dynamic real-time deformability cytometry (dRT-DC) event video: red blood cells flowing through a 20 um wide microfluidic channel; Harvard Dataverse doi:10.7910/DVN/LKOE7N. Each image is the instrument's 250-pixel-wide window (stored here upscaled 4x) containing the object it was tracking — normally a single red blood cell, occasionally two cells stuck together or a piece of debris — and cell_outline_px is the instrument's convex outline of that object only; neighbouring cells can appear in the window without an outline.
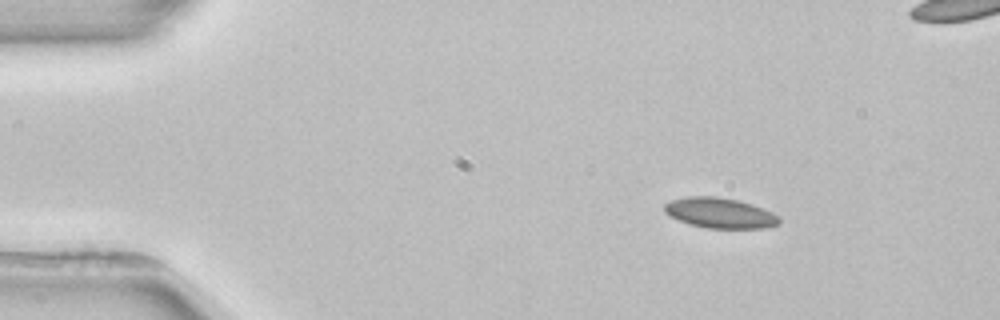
{"species": "common noctule bat (a hibernating species)", "species_latin": "Nyctalus noctula", "temperature_condition": "room temperature", "stored_images_in_passage": 4, "camera_frame_rate_fps": 3000, "um_per_image_px": 0.085, "animal": {"sex": "female", "body_mass_g": 22.7, "forearm_length_mm": 54.2}, "frame": {"image": 1, "passage_image": 1, "time_ms": 0.0, "image_size_px": [1000, 320], "cell_outline_px": [[780, 224], [764, 228], [708, 228], [688, 224], [664, 212], [664, 204], [672, 200], [688, 196], [716, 196], [740, 200], [752, 204], [772, 212], [780, 220]], "centroid_in_image_um": [61.2, 18.09], "position_along_channel_um": 23.8, "area_um2": 20.23}}
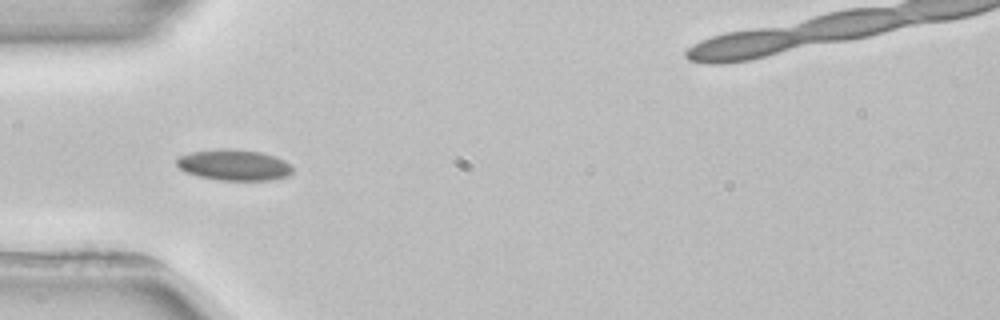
{"frame": {"image": 2, "passage_image": 3, "time_ms": 3.0, "image_size_px": [1000, 320], "cell_outline_px": [[292, 172], [288, 176], [272, 180], [220, 180], [200, 176], [184, 172], [176, 164], [176, 160], [180, 156], [192, 152], [220, 148], [228, 148], [260, 152], [276, 156], [284, 160], [292, 168]], "centroid_in_image_um": [19.89, 14.02], "position_along_channel_um": 65.1, "area_um2": 20.87}}